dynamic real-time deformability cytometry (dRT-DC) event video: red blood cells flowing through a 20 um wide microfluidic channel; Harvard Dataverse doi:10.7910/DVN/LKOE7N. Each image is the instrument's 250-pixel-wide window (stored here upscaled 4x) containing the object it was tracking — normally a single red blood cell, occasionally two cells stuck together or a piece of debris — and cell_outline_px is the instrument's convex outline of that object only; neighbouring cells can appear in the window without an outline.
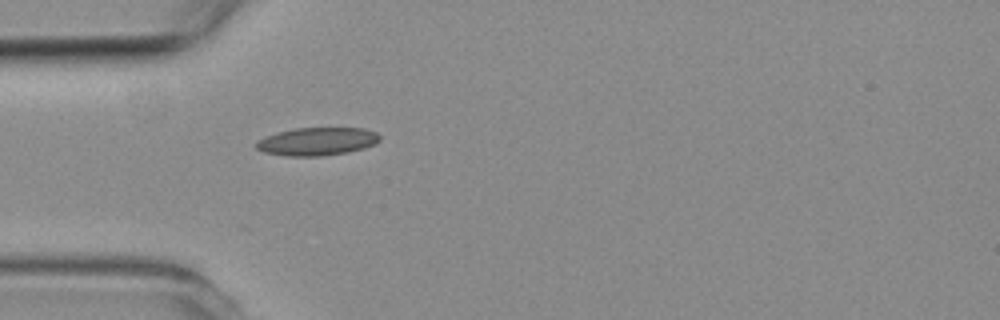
{"species": "common noctule bat (a hibernating species)", "species_latin": "Nyctalus noctula", "temperature_condition": "room temperature", "stored_images_in_passage": 1, "camera_frame_rate_fps": 3000, "um_per_image_px": 0.085, "animal": {"sex": "female", "body_mass_g": 19.3, "forearm_length_mm": 54.1}, "frame": {"image": 1, "passage_image": 1, "time_ms": 0.0, "image_size_px": [1000, 320], "cell_outline_px": [[380, 140], [376, 144], [364, 148], [348, 152], [324, 156], [284, 156], [264, 152], [256, 148], [256, 144], [260, 140], [268, 136], [280, 132], [296, 128], [364, 128], [376, 132], [380, 136]], "centroid_in_image_um": [27.01, 12.03], "position_along_channel_um": 58.0, "area_um2": 20.06}}